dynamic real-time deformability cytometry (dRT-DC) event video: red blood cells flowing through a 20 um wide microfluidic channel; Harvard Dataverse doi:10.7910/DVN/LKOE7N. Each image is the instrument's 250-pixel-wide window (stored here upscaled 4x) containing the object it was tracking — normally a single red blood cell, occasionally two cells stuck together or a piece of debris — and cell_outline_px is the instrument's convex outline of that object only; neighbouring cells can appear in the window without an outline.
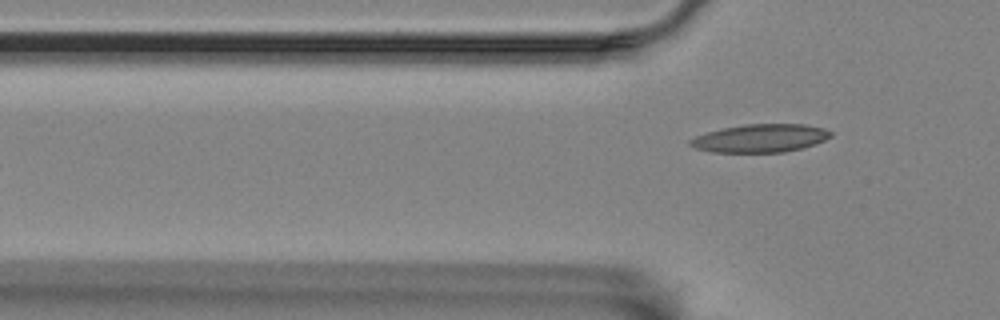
{"species": "Egyptian fruit bat (a non-hibernating species)", "species_latin": "Rousettus aegyptiacus", "temperature_condition": "room temperature", "stored_images_in_passage": 3, "camera_frame_rate_fps": 3000, "um_per_image_px": 0.085, "animal": {"sex": "female"}, "frame": {"image": 1, "passage_image": 3, "time_ms": 2.333, "image_size_px": [1000, 320], "cell_outline_px": [[832, 136], [816, 144], [784, 152], [712, 152], [692, 148], [688, 144], [688, 140], [696, 136], [708, 132], [724, 128], [744, 124], [804, 124], [824, 128], [832, 132]], "centroid_in_image_um": [64.61, 11.75], "position_along_channel_um": 61.2, "area_um2": 23.06}}